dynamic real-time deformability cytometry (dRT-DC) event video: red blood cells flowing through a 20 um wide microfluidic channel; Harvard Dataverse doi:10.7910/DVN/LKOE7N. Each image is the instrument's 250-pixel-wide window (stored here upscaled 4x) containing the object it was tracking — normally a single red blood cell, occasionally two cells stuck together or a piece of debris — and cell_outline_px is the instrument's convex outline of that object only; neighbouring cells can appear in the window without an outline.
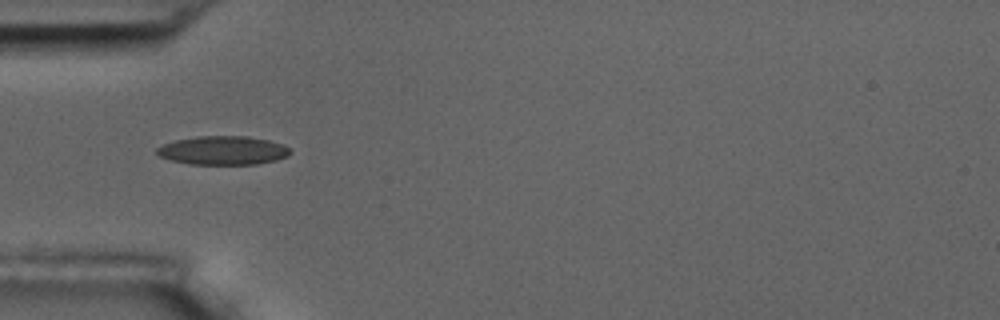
{"species": "common noctule bat (a hibernating species)", "species_latin": "Nyctalus noctula", "temperature_condition": "room temperature", "stored_images_in_passage": 5, "camera_frame_rate_fps": 3000, "um_per_image_px": 0.085, "animal": {"sex": "male", "body_mass_g": 17.5, "forearm_length_mm": 52.3}, "frame": {"image": 1, "passage_image": 5, "time_ms": 4.667, "image_size_px": [1000, 320], "cell_outline_px": [[292, 152], [288, 156], [276, 160], [256, 164], [192, 164], [172, 160], [160, 156], [156, 152], [156, 148], [164, 144], [176, 140], [196, 136], [248, 136], [268, 140], [284, 144]], "centroid_in_image_um": [18.98, 12.78], "position_along_channel_um": 66.0, "area_um2": 22.25}}